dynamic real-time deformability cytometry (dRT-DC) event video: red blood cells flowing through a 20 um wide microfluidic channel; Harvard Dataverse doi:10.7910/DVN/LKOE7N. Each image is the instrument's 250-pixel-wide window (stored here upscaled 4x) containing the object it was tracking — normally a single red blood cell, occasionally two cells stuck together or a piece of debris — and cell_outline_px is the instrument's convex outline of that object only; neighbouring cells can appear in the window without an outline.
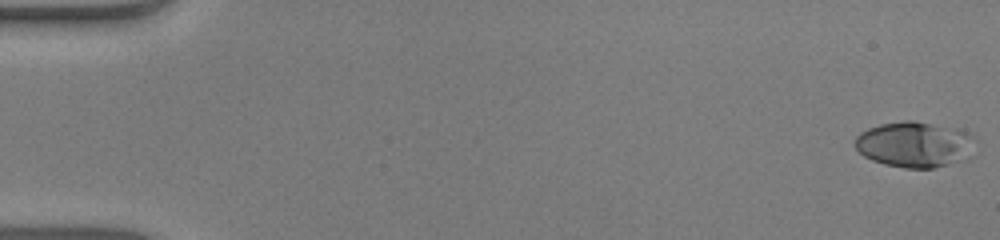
{"species": "human", "species_latin": "Homo sapiens", "temperature_condition": "warm", "stored_images_in_passage": 53, "camera_frame_rate_fps": 3000, "um_per_image_px": 0.085, "donor": {"sex": "male"}, "frame": {"image": 1, "passage_image": 1, "time_ms": 0.0, "image_size_px": [1000, 240], "cell_outline_px": [[976, 140], [964, 160], [932, 168], [904, 168], [884, 164], [872, 160], [864, 156], [856, 148], [856, 136], [860, 132], [868, 128], [880, 124], [904, 120], [912, 120], [956, 128], [972, 136]], "centroid_in_image_um": [77.71, 12.27], "position_along_channel_um": 7.3, "area_um2": 31.79}}
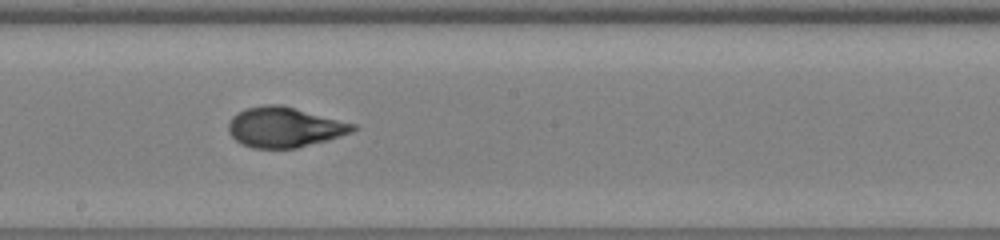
{"frame": {"image": 2, "passage_image": 30, "time_ms": 9.667, "image_size_px": [1000, 240], "cell_outline_px": [[360, 128], [352, 132], [328, 140], [296, 148], [252, 148], [240, 144], [228, 132], [228, 124], [232, 116], [236, 112], [244, 108], [264, 104], [280, 104], [356, 124]], "centroid_in_image_um": [24.16, 10.81], "position_along_channel_um": 224.0, "area_um2": 29.36}}
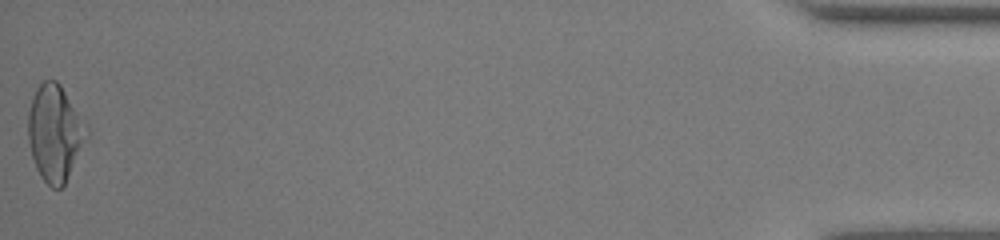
{"frame": {"image": 3, "passage_image": 53, "time_ms": 17.333, "image_size_px": [1000, 240], "cell_outline_px": [[88, 136], [64, 184], [60, 188], [52, 188], [40, 176], [36, 168], [32, 156], [28, 140], [28, 112], [32, 96], [36, 88], [44, 80], [56, 80], [60, 84], [88, 124]], "centroid_in_image_um": [4.67, 11.27], "position_along_channel_um": 430.5, "area_um2": 32.83}, "authors_computed_cell_mechanics": {"area_um2": 28.9578, "velocity_mm_per_s": 3.9631, "shape_relaxation_time_tau1_ms": 5.3556, "shape_relaxation_time_tau2_ms": 0.8694, "deformation_change_tau1": 0.2487, "deformation_change_tau2": 0.0644}}